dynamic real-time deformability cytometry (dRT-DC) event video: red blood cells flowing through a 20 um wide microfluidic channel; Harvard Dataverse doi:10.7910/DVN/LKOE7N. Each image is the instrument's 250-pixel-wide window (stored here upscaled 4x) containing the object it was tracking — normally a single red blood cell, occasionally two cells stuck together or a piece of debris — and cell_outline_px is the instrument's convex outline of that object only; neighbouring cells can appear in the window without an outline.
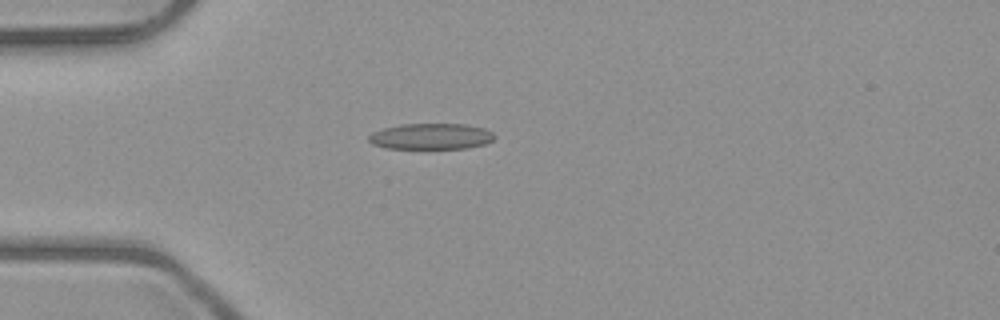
{"species": "common noctule bat (a hibernating species)", "species_latin": "Nyctalus noctula", "temperature_condition": "room temperature", "stored_images_in_passage": 4, "camera_frame_rate_fps": 3000, "um_per_image_px": 0.085, "animal": {"sex": "male", "body_mass_g": 23.1, "forearm_length_mm": 52.7}, "frame": {"image": 1, "passage_image": 4, "time_ms": 3.333, "image_size_px": [1000, 320], "cell_outline_px": [[496, 136], [492, 140], [484, 144], [468, 148], [388, 148], [372, 144], [368, 140], [368, 136], [372, 132], [384, 128], [400, 124], [468, 124], [484, 128], [492, 132]], "centroid_in_image_um": [36.64, 11.58], "position_along_channel_um": 48.4, "area_um2": 19.02}}